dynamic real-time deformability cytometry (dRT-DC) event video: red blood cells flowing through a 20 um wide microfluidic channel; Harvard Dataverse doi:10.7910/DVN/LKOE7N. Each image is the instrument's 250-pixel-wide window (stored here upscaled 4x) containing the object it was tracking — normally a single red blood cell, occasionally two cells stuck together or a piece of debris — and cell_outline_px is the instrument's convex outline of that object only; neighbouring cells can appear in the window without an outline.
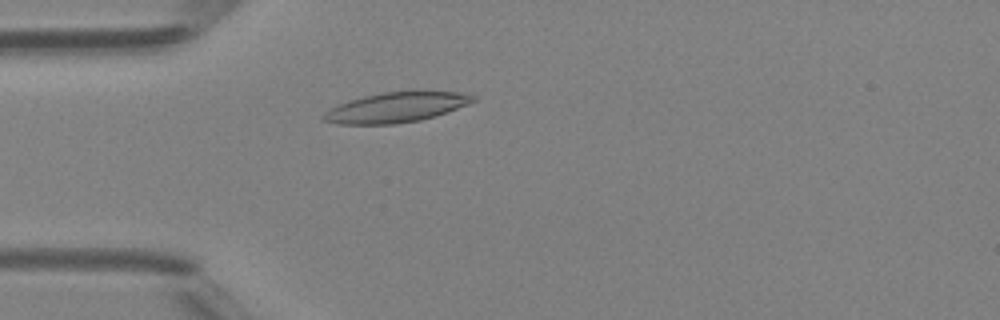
{"species": "Egyptian fruit bat (a non-hibernating species)", "species_latin": "Rousettus aegyptiacus", "temperature_condition": "room temperature", "stored_images_in_passage": 3, "camera_frame_rate_fps": 3000, "um_per_image_px": 0.085, "animal": {"sex": "female"}, "frame": {"image": 1, "passage_image": 3, "time_ms": 3.0, "image_size_px": [1000, 320], "cell_outline_px": [[476, 100], [468, 104], [436, 116], [420, 120], [396, 124], [336, 124], [324, 120], [320, 116], [324, 112], [348, 100], [364, 96], [384, 92], [420, 88], [460, 92], [476, 96]], "centroid_in_image_um": [33.74, 9.08], "position_along_channel_um": 51.3, "area_um2": 26.99}}